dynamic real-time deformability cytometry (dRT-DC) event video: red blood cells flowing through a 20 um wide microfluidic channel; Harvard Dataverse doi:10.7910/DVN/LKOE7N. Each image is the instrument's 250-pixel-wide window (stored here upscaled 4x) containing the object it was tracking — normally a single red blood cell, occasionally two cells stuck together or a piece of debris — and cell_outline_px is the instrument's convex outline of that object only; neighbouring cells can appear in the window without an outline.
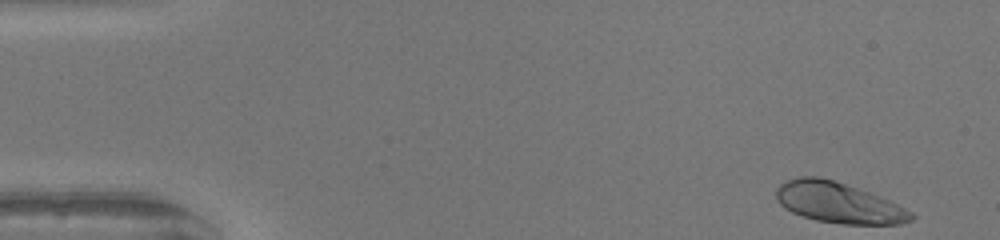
{"species": "human", "species_latin": "Homo sapiens", "temperature_condition": "warm", "stored_images_in_passage": 47, "camera_frame_rate_fps": 3000, "um_per_image_px": 0.085, "donor": {"sex": "female"}, "frame": {"image": 1, "passage_image": 1, "time_ms": 0.0, "image_size_px": [1000, 240], "cell_outline_px": [[916, 216], [912, 220], [900, 224], [844, 224], [816, 220], [792, 212], [784, 208], [776, 200], [776, 188], [780, 184], [788, 180], [800, 176], [816, 176], [832, 180], [880, 196], [912, 212]], "centroid_in_image_um": [71.25, 17.23], "position_along_channel_um": 13.8, "area_um2": 31.67}}
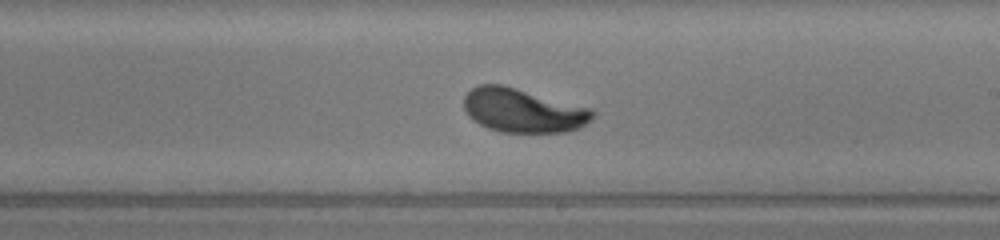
{"frame": {"image": 2, "passage_image": 27, "time_ms": 8.667, "image_size_px": [1000, 240], "cell_outline_px": [[596, 112], [592, 120], [580, 128], [564, 132], [500, 132], [488, 128], [472, 120], [468, 116], [464, 108], [464, 96], [472, 88], [480, 84], [504, 84], [592, 108]], "centroid_in_image_um": [44.47, 9.38], "position_along_channel_um": 244.5, "area_um2": 33.35}}
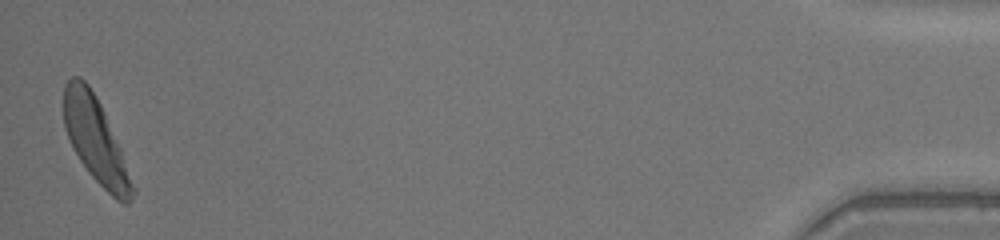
{"frame": {"image": 3, "passage_image": 47, "time_ms": 15.333, "image_size_px": [1000, 240], "cell_outline_px": [[136, 192], [132, 200], [128, 204], [124, 204], [116, 200], [88, 172], [80, 160], [64, 128], [64, 84], [72, 76], [80, 76], [88, 84], [96, 96], [100, 104], [120, 148], [136, 188]], "centroid_in_image_um": [8.15, 11.94], "position_along_channel_um": 427.1, "area_um2": 33.58}, "authors_computed_cell_mechanics": {"area_um2": 32.8882, "velocity_mm_per_s": 4.1625, "shape_relaxation_time_tau1_ms": 1.8349, "shape_relaxation_time_tau2_ms": null, "deformation_change_tau1": 0.1675, "deformation_change_tau2": null}}